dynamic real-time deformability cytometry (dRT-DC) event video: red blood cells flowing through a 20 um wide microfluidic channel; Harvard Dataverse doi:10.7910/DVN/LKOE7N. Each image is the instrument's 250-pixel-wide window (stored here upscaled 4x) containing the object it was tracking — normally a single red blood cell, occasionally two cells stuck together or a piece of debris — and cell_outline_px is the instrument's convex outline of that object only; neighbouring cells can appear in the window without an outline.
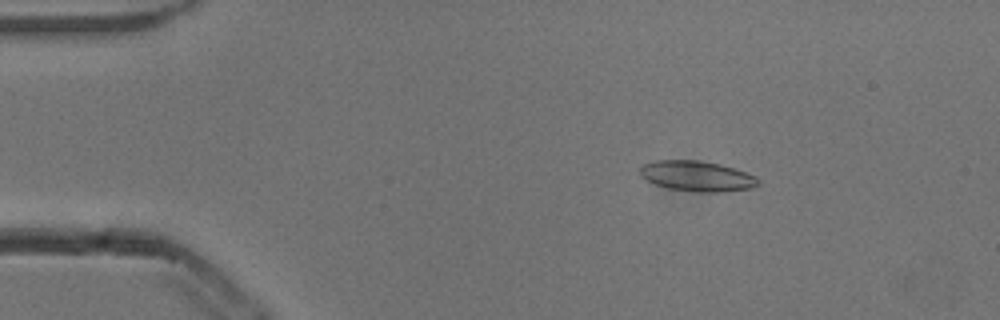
{"species": "common noctule bat (a hibernating species)", "species_latin": "Nyctalus noctula", "temperature_condition": "cold", "stored_images_in_passage": 54, "camera_frame_rate_fps": 3000, "um_per_image_px": 0.085, "animal": {"sex": "male", "body_mass_g": 13.3}, "frame": {"image": 1, "passage_image": 9, "time_ms": 2.667, "image_size_px": [1000, 320], "cell_outline_px": [[760, 184], [752, 188], [716, 192], [696, 192], [668, 188], [644, 180], [640, 176], [640, 168], [644, 164], [656, 160], [696, 160], [720, 164], [756, 176], [760, 180]], "centroid_in_image_um": [59.23, 14.97], "position_along_channel_um": 25.8, "area_um2": 20.87}}
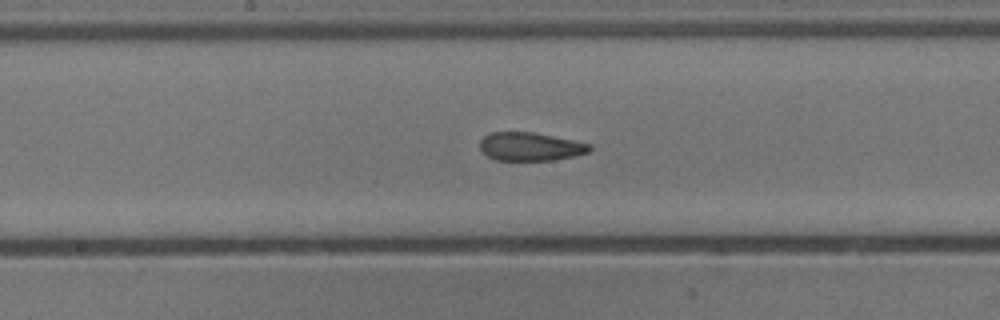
{"frame": {"image": 2, "passage_image": 28, "time_ms": 9.0, "image_size_px": [1000, 320], "cell_outline_px": [[592, 148], [588, 152], [576, 156], [552, 160], [496, 160], [488, 156], [480, 148], [480, 140], [484, 136], [492, 132], [532, 132], [592, 144]], "centroid_in_image_um": [45.09, 12.46], "position_along_channel_um": 203.1, "area_um2": 18.03}}
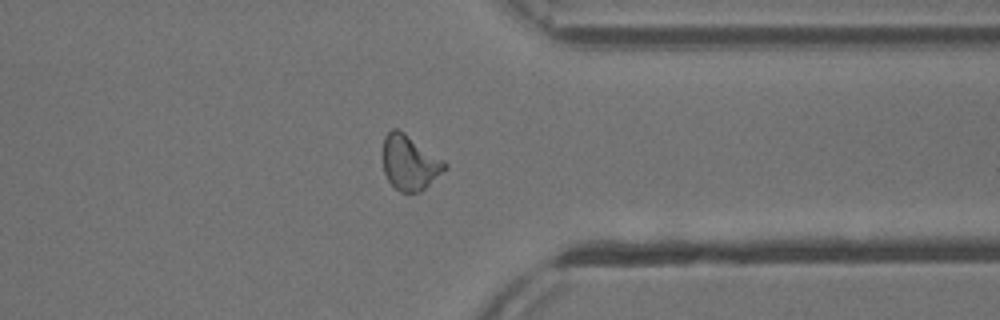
{"frame": {"image": 3, "passage_image": 42, "time_ms": 13.667, "image_size_px": [1000, 320], "cell_outline_px": [[448, 168], [420, 192], [400, 192], [388, 180], [384, 172], [384, 136], [392, 128], [396, 128], [404, 132], [444, 160], [448, 164]], "centroid_in_image_um": [34.85, 13.82], "position_along_channel_um": 376.6, "area_um2": 19.65}, "authors_computed_cell_mechanics": {"area_um2": 19.4497, "velocity_mm_per_s": 3.8365, "shape_relaxation_time_tau1_ms": 5.5872, "shape_relaxation_time_tau2_ms": 2.9037, "deformation_change_tau1": 0.1715, "deformation_change_tau2": 0.1149}}